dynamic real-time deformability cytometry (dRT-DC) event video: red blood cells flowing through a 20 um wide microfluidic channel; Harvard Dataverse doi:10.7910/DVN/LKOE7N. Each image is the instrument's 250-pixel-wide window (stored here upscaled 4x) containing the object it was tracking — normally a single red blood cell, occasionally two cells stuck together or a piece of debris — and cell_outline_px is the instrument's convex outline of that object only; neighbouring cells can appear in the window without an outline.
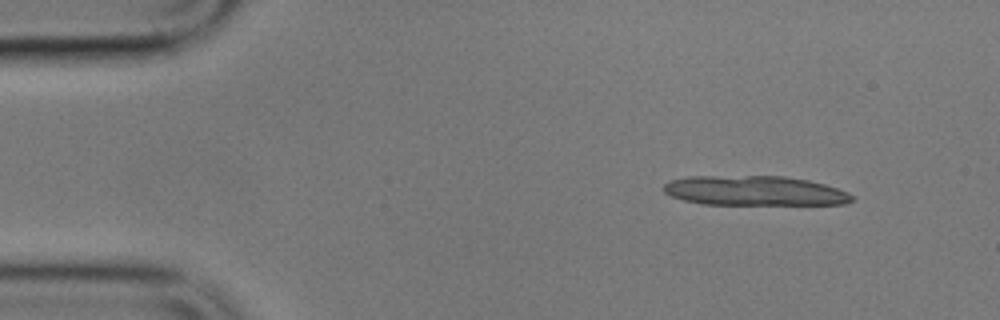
{"species": "common noctule bat (a hibernating species)", "species_latin": "Nyctalus noctula", "temperature_condition": "cold", "stored_images_in_passage": 4, "camera_frame_rate_fps": 3000, "um_per_image_px": 0.085, "animal": {"sex": "male", "body_mass_g": 17.9}, "frame": {"image": 1, "passage_image": 1, "time_ms": 0.0, "image_size_px": [1000, 320], "cell_outline_px": [[852, 200], [844, 204], [704, 204], [684, 200], [672, 196], [664, 192], [664, 184], [672, 180], [688, 176], [784, 176], [808, 180], [824, 184], [848, 192], [852, 196]], "centroid_in_image_um": [64.13, 16.21], "position_along_channel_um": 20.9, "area_um2": 32.31}}